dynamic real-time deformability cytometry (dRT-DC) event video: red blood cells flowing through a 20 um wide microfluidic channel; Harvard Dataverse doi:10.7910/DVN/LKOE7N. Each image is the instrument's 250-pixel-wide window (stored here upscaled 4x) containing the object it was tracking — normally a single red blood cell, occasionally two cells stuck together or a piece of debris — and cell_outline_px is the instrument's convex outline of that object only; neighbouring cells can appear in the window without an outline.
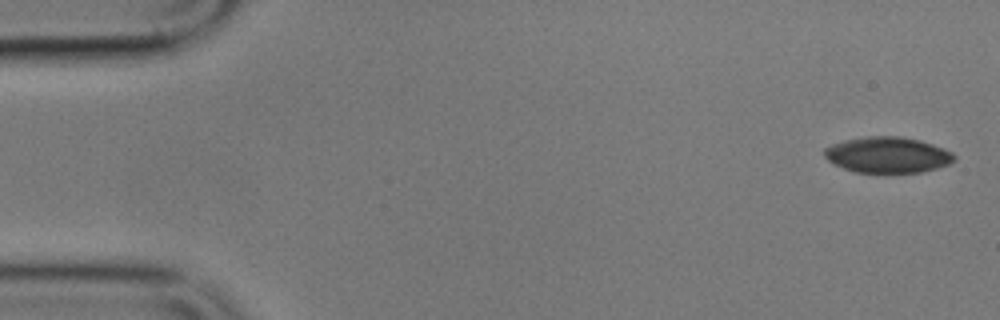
{"species": "common noctule bat (a hibernating species)", "species_latin": "Nyctalus noctula", "temperature_condition": "cold", "stored_images_in_passage": 6, "camera_frame_rate_fps": 3000, "um_per_image_px": 0.085, "animal": {"sex": "male", "body_mass_g": 17.9}, "frame": {"image": 1, "passage_image": 1, "time_ms": 0.0, "image_size_px": [1000, 320], "cell_outline_px": [[956, 160], [948, 164], [936, 168], [920, 172], [856, 172], [844, 168], [828, 160], [824, 156], [824, 148], [832, 144], [844, 140], [864, 136], [900, 136], [920, 140], [944, 148], [952, 152], [956, 156]], "centroid_in_image_um": [75.46, 13.15], "position_along_channel_um": 9.5, "area_um2": 27.11}}
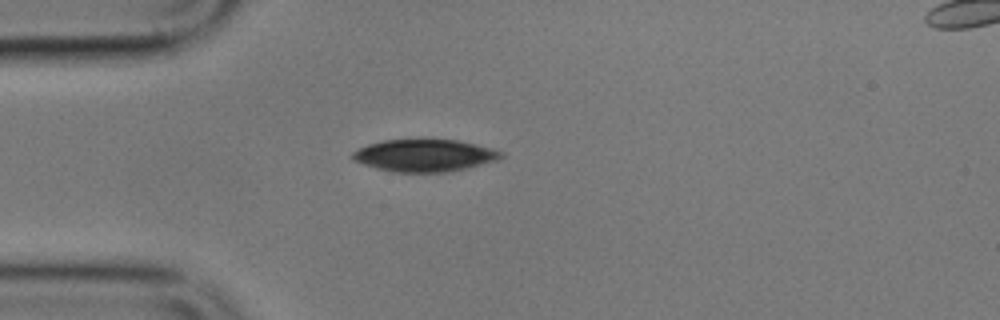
{"frame": {"image": 2, "passage_image": 5, "time_ms": 4.667, "image_size_px": [1000, 320], "cell_outline_px": [[504, 156], [500, 160], [468, 168], [448, 172], [392, 172], [376, 168], [352, 160], [348, 156], [352, 152], [368, 144], [384, 140], [460, 140], [492, 148], [504, 152]], "centroid_in_image_um": [36.11, 13.22], "position_along_channel_um": 48.9, "area_um2": 28.15}}